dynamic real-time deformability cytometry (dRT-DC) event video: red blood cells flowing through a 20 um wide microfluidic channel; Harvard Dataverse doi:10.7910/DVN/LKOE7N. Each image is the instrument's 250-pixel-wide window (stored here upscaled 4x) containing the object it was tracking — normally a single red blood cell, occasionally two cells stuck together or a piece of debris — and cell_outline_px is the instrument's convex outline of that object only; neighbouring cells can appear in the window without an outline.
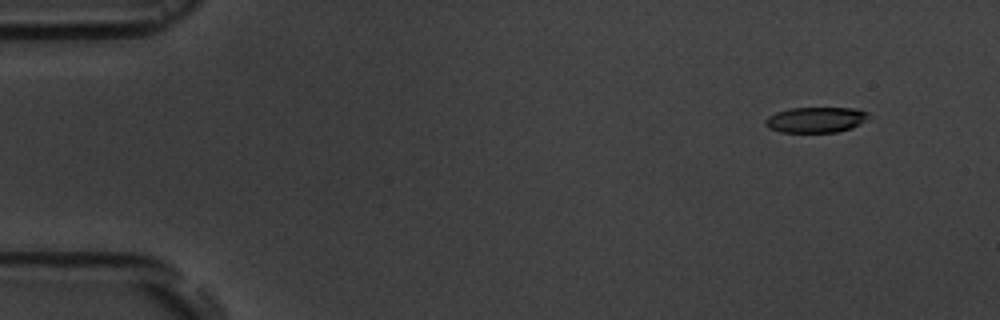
{"species": "common noctule bat (a hibernating species)", "species_latin": "Nyctalus noctula", "temperature_condition": "room temperature", "stored_images_in_passage": 4, "camera_frame_rate_fps": 3000, "um_per_image_px": 0.085, "animal": {"sex": "male", "body_mass_g": 19.5, "forearm_length_mm": 54.6}, "frame": {"image": 1, "passage_image": 1, "time_ms": 0.0, "image_size_px": [1000, 320], "cell_outline_px": [[868, 112], [864, 120], [860, 124], [852, 128], [836, 132], [780, 132], [768, 128], [764, 124], [764, 120], [768, 116], [776, 112], [788, 108], [852, 108]], "centroid_in_image_um": [69.27, 10.18], "position_along_channel_um": 15.7, "area_um2": 15.32}}
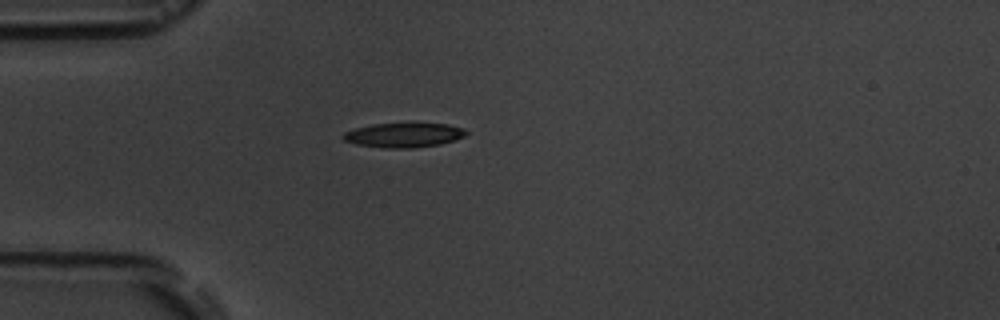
{"frame": {"image": 2, "passage_image": 4, "time_ms": 3.667, "image_size_px": [1000, 320], "cell_outline_px": [[468, 132], [464, 136], [440, 144], [416, 148], [384, 148], [356, 144], [344, 140], [340, 136], [344, 132], [356, 128], [372, 124], [448, 124], [464, 128]], "centroid_in_image_um": [34.29, 11.49], "position_along_channel_um": 50.7, "area_um2": 17.4}}